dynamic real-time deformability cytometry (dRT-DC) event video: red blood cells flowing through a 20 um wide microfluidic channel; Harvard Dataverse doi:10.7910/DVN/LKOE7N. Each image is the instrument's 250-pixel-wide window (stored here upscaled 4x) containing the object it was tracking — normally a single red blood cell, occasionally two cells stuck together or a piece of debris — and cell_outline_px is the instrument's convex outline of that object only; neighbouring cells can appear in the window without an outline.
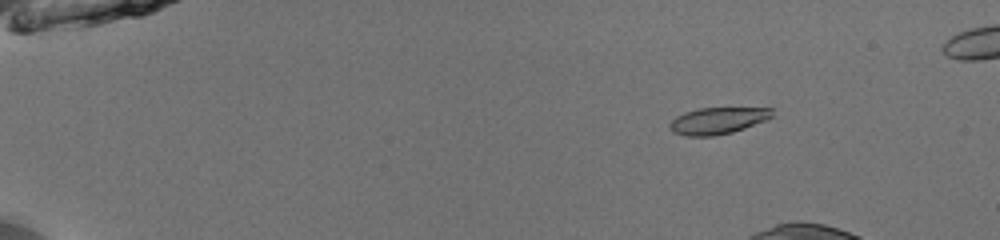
{"species": "common noctule bat (a hibernating species)", "species_latin": "Nyctalus noctula", "temperature_condition": "room temperature", "stored_images_in_passage": 16, "camera_frame_rate_fps": 3000, "um_per_image_px": 0.085, "animal": {"sex": "male", "body_mass_g": 13.0, "forearm_length_mm": 53.1}, "frame": {"image": 1, "passage_image": 4, "time_ms": 1.0, "image_size_px": [1000, 240], "cell_outline_px": [[772, 116], [764, 120], [744, 128], [732, 132], [712, 136], [688, 136], [672, 132], [668, 128], [668, 124], [676, 116], [684, 112], [700, 108], [772, 108]], "centroid_in_image_um": [60.94, 10.26], "position_along_channel_um": 24.1, "area_um2": 15.78}}